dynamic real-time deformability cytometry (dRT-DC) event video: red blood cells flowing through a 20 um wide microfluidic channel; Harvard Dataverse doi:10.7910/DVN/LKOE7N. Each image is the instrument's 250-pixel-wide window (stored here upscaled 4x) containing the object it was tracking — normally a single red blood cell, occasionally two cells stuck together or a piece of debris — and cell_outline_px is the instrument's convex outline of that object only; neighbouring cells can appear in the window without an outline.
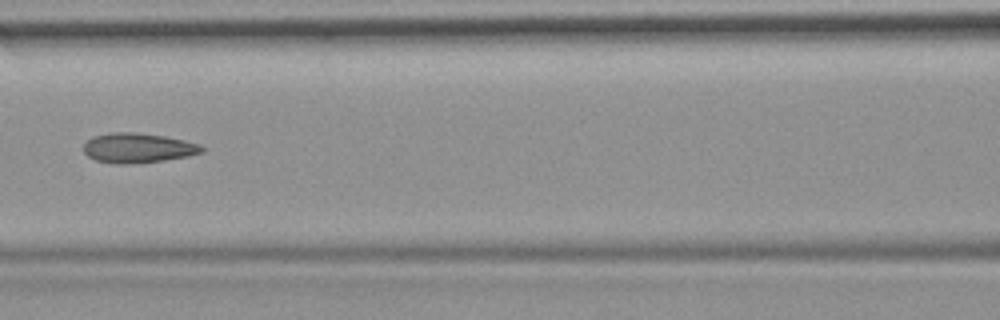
{"species": "common noctule bat (a hibernating species)", "species_latin": "Nyctalus noctula", "temperature_condition": "room temperature", "stored_images_in_passage": 5, "camera_frame_rate_fps": 3000, "um_per_image_px": 0.085, "animal": {"sex": "female", "body_mass_g": 19.9}, "frame": {"image": 1, "passage_image": 5, "time_ms": 4.667, "image_size_px": [1000, 320], "cell_outline_px": [[204, 152], [188, 156], [164, 160], [132, 164], [116, 164], [96, 160], [88, 156], [84, 152], [84, 144], [92, 136], [112, 132], [132, 132], [164, 136], [184, 140], [200, 144], [204, 148]], "centroid_in_image_um": [11.72, 12.58], "position_along_channel_um": 154.9, "area_um2": 20.52}}